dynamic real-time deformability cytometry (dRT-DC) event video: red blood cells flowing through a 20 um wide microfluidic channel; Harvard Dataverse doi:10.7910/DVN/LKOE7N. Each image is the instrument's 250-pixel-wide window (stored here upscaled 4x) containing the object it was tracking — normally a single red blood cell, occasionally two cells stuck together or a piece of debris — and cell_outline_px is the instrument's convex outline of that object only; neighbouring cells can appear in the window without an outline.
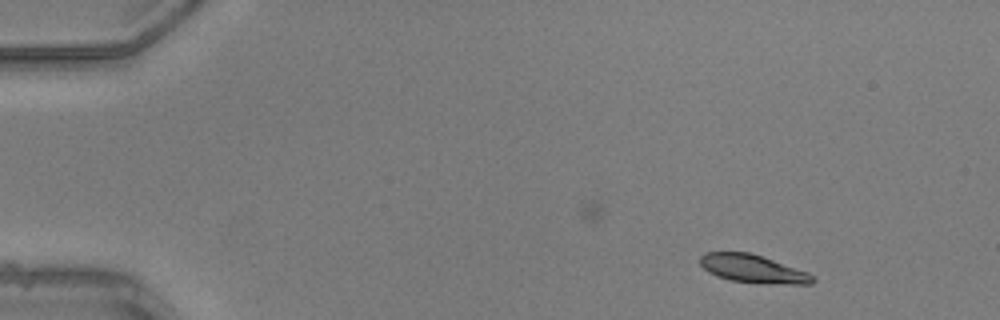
{"species": "common noctule bat (a hibernating species)", "species_latin": "Nyctalus noctula", "temperature_condition": "warm", "stored_images_in_passage": 36, "camera_frame_rate_fps": 3000, "um_per_image_px": 0.085, "animal": {"sex": "male", "body_mass_g": 20.5, "forearm_length_mm": 52.5}, "frame": {"image": 1, "passage_image": 1, "time_ms": 0.0, "image_size_px": [1000, 320], "cell_outline_px": [[816, 280], [812, 284], [760, 284], [732, 280], [716, 276], [708, 272], [700, 264], [700, 256], [704, 252], [748, 252], [808, 272]], "centroid_in_image_um": [63.98, 22.86], "position_along_channel_um": 21.0, "area_um2": 18.38}}
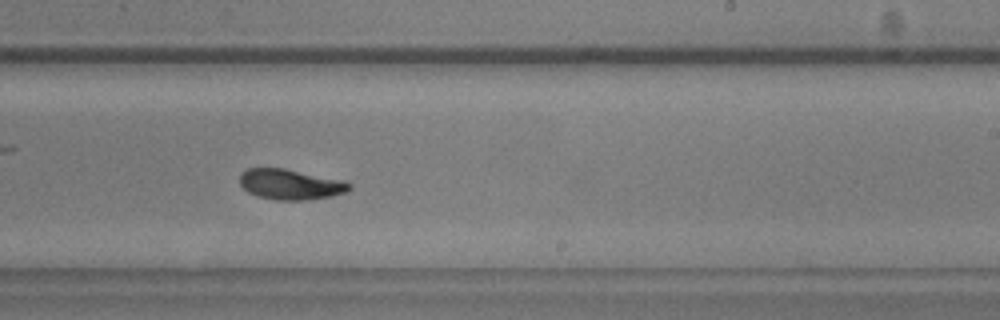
{"frame": {"image": 2, "passage_image": 26, "time_ms": 8.333, "image_size_px": [1000, 320], "cell_outline_px": [[352, 188], [344, 192], [332, 196], [304, 200], [276, 200], [256, 196], [248, 192], [240, 184], [240, 172], [248, 168], [284, 168], [340, 180], [352, 184]], "centroid_in_image_um": [24.64, 15.67], "position_along_channel_um": 264.4, "area_um2": 19.31}}
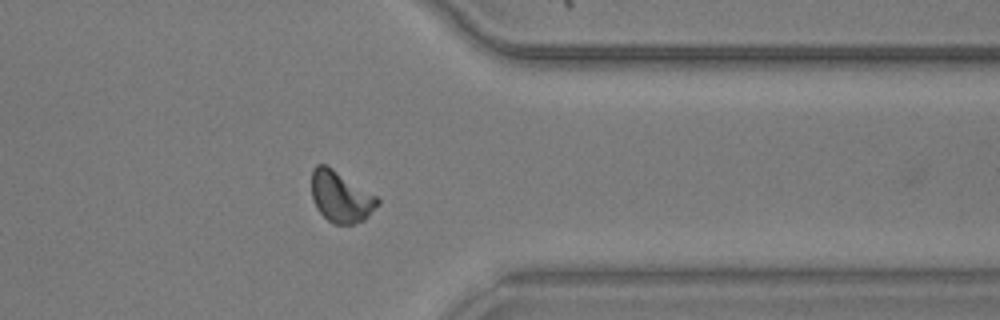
{"frame": {"image": 3, "passage_image": 35, "time_ms": 11.333, "image_size_px": [1000, 320], "cell_outline_px": [[380, 204], [364, 220], [352, 224], [332, 224], [316, 208], [312, 200], [312, 168], [316, 164], [324, 164], [332, 168], [376, 196], [380, 200]], "centroid_in_image_um": [28.95, 16.73], "position_along_channel_um": 382.4, "area_um2": 19.54}}